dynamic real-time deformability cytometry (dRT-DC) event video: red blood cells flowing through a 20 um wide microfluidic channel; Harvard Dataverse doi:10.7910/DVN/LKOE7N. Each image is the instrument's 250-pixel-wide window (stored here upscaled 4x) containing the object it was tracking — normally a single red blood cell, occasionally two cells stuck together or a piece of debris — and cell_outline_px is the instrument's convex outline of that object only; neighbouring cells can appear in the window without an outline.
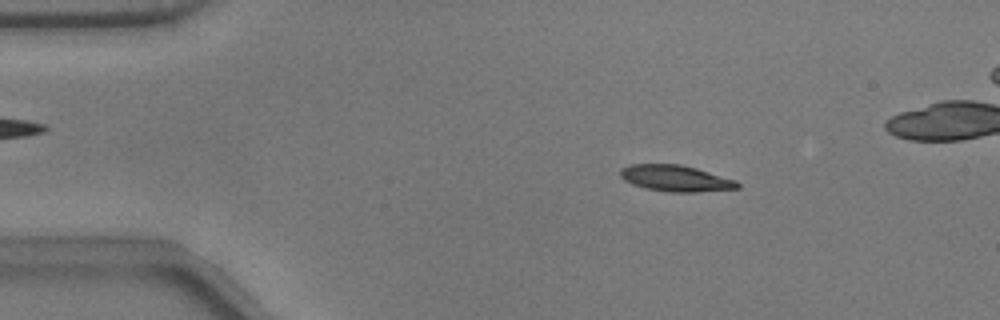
{"species": "common noctule bat (a hibernating species)", "species_latin": "Nyctalus noctula", "temperature_condition": "warm", "stored_images_in_passage": 38, "camera_frame_rate_fps": 3000, "um_per_image_px": 0.085, "animal": {"sex": "male", "body_mass_g": 17.9}, "frame": {"image": 1, "passage_image": 5, "time_ms": 1.333, "image_size_px": [1000, 320], "cell_outline_px": [[740, 188], [696, 192], [668, 192], [648, 188], [632, 184], [624, 180], [620, 176], [620, 168], [628, 164], [680, 164], [696, 168], [736, 180], [740, 184]], "centroid_in_image_um": [57.42, 15.15], "position_along_channel_um": 27.6, "area_um2": 17.92}}
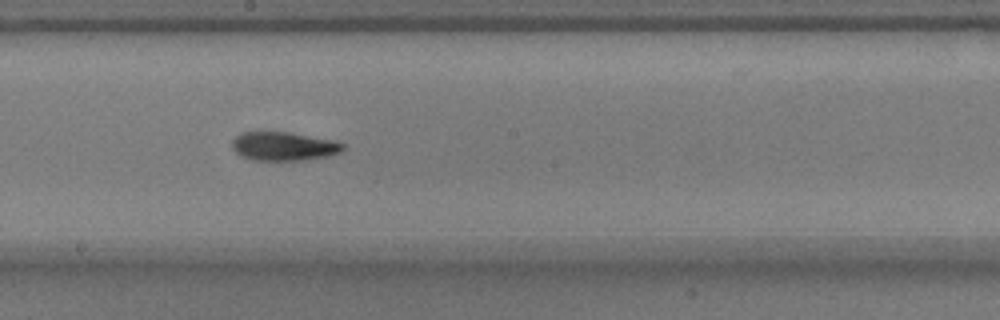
{"frame": {"image": 2, "passage_image": 25, "time_ms": 8.0, "image_size_px": [1000, 320], "cell_outline_px": [[344, 148], [340, 152], [328, 156], [304, 160], [252, 160], [240, 156], [232, 148], [232, 140], [240, 132], [288, 132], [332, 140], [344, 144]], "centroid_in_image_um": [24.08, 12.44], "position_along_channel_um": 224.1, "area_um2": 18.5}}
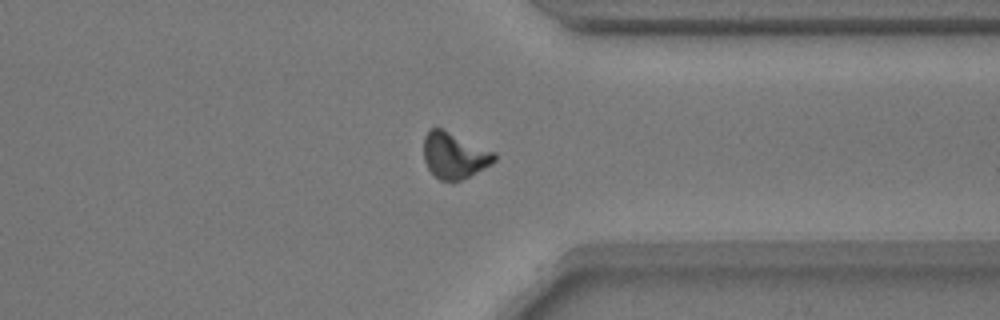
{"frame": {"image": 3, "passage_image": 37, "time_ms": 12.0, "image_size_px": [1000, 320], "cell_outline_px": [[496, 160], [492, 164], [460, 180], [440, 180], [428, 168], [424, 160], [424, 136], [428, 128], [440, 128], [496, 152]], "centroid_in_image_um": [38.61, 13.2], "position_along_channel_um": 372.8, "area_um2": 18.73}, "authors_computed_cell_mechanics": {"area_um2": 18.2648, "velocity_mm_per_s": 3.7953, "shape_relaxation_time_tau1_ms": 6.6066, "shape_relaxation_time_tau2_ms": 4.8521, "deformation_change_tau1": 0.2021, "deformation_change_tau2": 0.1248}}